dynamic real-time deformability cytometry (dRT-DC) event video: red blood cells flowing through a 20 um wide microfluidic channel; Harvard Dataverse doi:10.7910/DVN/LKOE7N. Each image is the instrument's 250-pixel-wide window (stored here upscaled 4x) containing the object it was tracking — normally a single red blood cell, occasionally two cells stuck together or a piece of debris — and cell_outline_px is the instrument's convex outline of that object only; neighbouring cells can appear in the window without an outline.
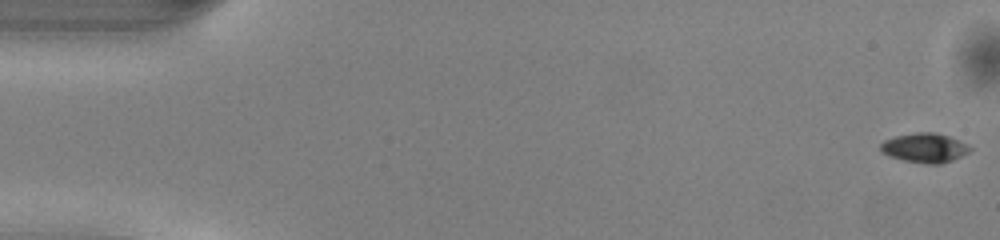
{"species": "common noctule bat (a hibernating species)", "species_latin": "Nyctalus noctula", "temperature_condition": "warm", "stored_images_in_passage": 51, "camera_frame_rate_fps": 3000, "um_per_image_px": 0.085, "animal": {"sex": "male", "body_mass_g": 13.0, "forearm_length_mm": 53.1}, "frame": {"image": 1, "passage_image": 1, "time_ms": 0.0, "image_size_px": [1000, 240], "cell_outline_px": [[972, 148], [968, 152], [952, 160], [940, 164], [924, 164], [904, 160], [880, 152], [880, 144], [884, 140], [896, 136], [920, 132], [936, 132], [948, 136]], "centroid_in_image_um": [78.56, 12.57], "position_along_channel_um": 6.4, "area_um2": 15.03}}
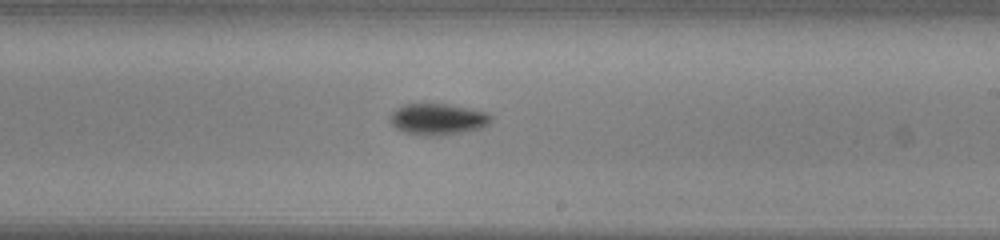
{"frame": {"image": 2, "passage_image": 30, "time_ms": 9.667, "image_size_px": [1000, 240], "cell_outline_px": [[492, 124], [484, 128], [464, 132], [440, 136], [424, 136], [404, 132], [396, 128], [388, 120], [388, 116], [396, 108], [404, 104], [444, 104], [488, 112], [492, 116]], "centroid_in_image_um": [37.23, 10.15], "position_along_channel_um": 251.8, "area_um2": 18.79}}
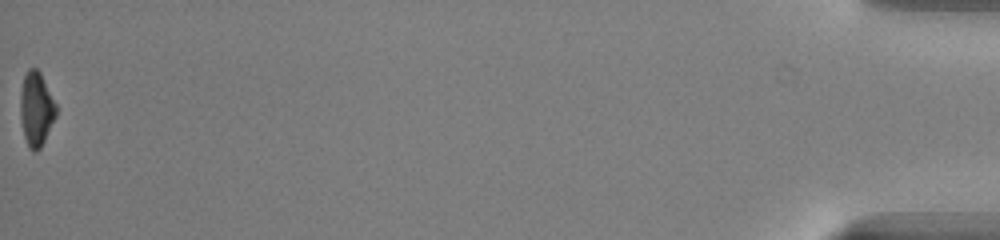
{"frame": {"image": 3, "passage_image": 51, "time_ms": 16.667, "image_size_px": [1000, 240], "cell_outline_px": [[56, 116], [40, 148], [36, 152], [32, 152], [28, 148], [24, 136], [20, 120], [20, 92], [24, 76], [28, 68], [36, 68], [40, 72], [56, 104]], "centroid_in_image_um": [3.06, 9.28], "position_along_channel_um": 432.1, "area_um2": 15.49}, "authors_computed_cell_mechanics": {"area_um2": 15.9528, "velocity_mm_per_s": 4.096, "shape_relaxation_time_tau1_ms": 1.3052, "shape_relaxation_time_tau2_ms": null, "deformation_change_tau1": 0.1626, "deformation_change_tau2": null}}